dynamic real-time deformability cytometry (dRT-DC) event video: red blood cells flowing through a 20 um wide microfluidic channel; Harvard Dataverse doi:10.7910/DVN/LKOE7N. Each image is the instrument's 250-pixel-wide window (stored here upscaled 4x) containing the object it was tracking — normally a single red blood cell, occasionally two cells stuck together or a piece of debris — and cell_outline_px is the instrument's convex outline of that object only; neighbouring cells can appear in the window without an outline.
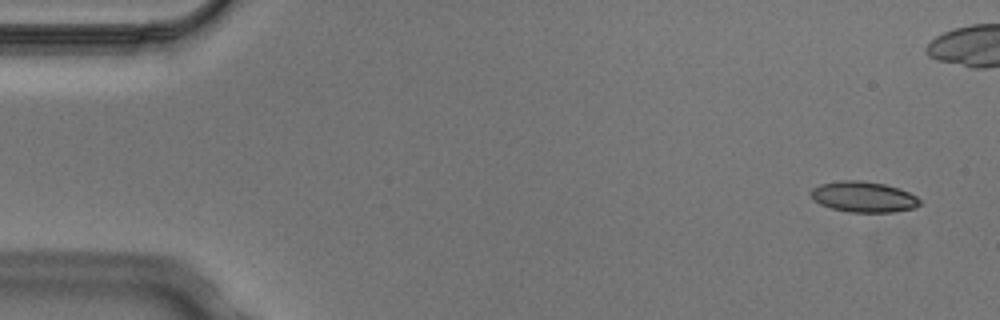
{"species": "Egyptian fruit bat (a non-hibernating species)", "species_latin": "Rousettus aegyptiacus", "temperature_condition": "cold", "stored_images_in_passage": 6, "camera_frame_rate_fps": 3000, "um_per_image_px": 0.085, "animal": {"sex": "male"}, "frame": {"image": 1, "passage_image": 1, "time_ms": 0.0, "image_size_px": [1000, 320], "cell_outline_px": [[920, 204], [916, 208], [892, 212], [848, 212], [832, 208], [820, 204], [812, 200], [812, 188], [820, 184], [840, 180], [860, 180], [884, 184], [900, 188], [916, 196], [920, 200]], "centroid_in_image_um": [73.41, 16.73], "position_along_channel_um": 11.6, "area_um2": 19.54}}
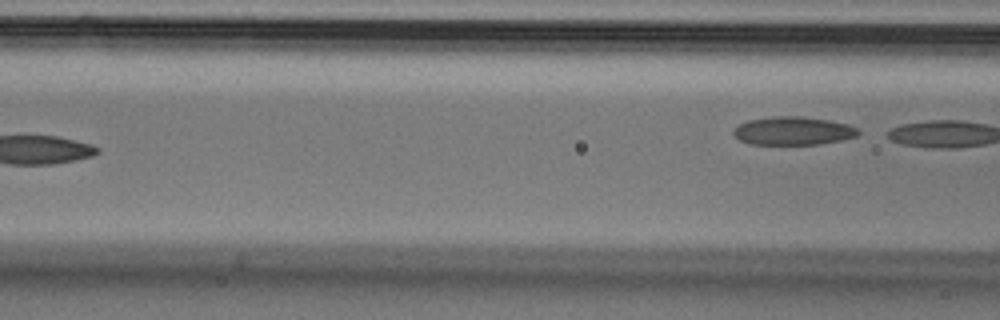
{"frame": {"image": 2, "passage_image": 6, "time_ms": 1.667, "image_size_px": [1000, 320], "cell_outline_px": [[860, 132], [856, 136], [840, 140], [820, 144], [748, 144], [740, 140], [732, 132], [740, 124], [748, 120], [776, 116], [800, 116], [828, 120], [848, 124], [856, 128]], "centroid_in_image_um": [67.41, 11.12], "position_along_channel_um": 99.2, "area_um2": 20.35}}